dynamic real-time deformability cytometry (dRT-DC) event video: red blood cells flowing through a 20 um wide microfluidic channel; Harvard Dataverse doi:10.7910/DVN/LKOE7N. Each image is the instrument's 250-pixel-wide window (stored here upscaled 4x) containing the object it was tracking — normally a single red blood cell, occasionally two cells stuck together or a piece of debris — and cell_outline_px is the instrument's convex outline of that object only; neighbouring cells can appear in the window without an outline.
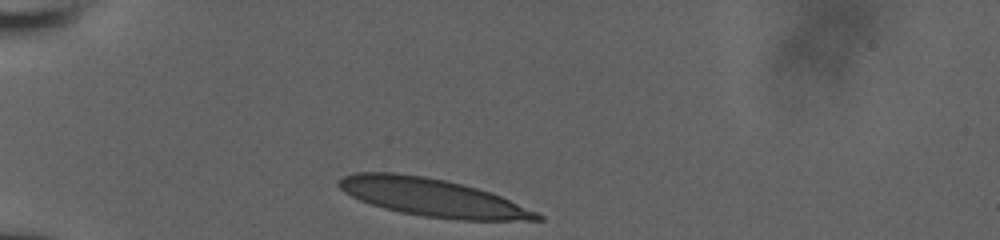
{"species": "human", "species_latin": "Homo sapiens", "temperature_condition": "room temperature", "stored_images_in_passage": 21, "camera_frame_rate_fps": 3000, "um_per_image_px": 0.085, "donor": {"sex": "male"}, "frame": {"image": 1, "passage_image": 1, "time_ms": 0.0, "image_size_px": [1000, 240], "cell_outline_px": [[544, 220], [460, 220], [424, 216], [400, 212], [384, 208], [360, 200], [344, 192], [336, 184], [336, 180], [344, 176], [356, 172], [392, 172], [424, 176], [448, 180], [492, 192], [536, 212], [544, 216]], "centroid_in_image_um": [36.73, 16.77], "position_along_channel_um": 48.3, "area_um2": 43.58}}
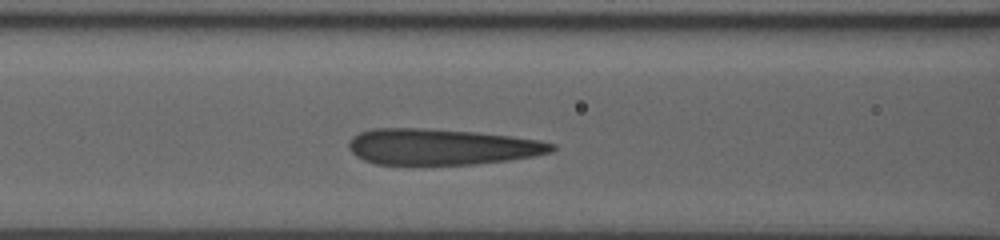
{"frame": {"image": 2, "passage_image": 14, "time_ms": 3.0, "image_size_px": [1000, 240], "cell_outline_px": [[556, 148], [552, 152], [532, 156], [508, 160], [472, 164], [376, 164], [364, 160], [356, 156], [348, 148], [348, 144], [352, 136], [360, 132], [372, 128], [424, 128], [476, 132], [512, 136], [540, 140], [556, 144]], "centroid_in_image_um": [37.53, 12.47], "position_along_channel_um": 129.1, "area_um2": 42.66}}
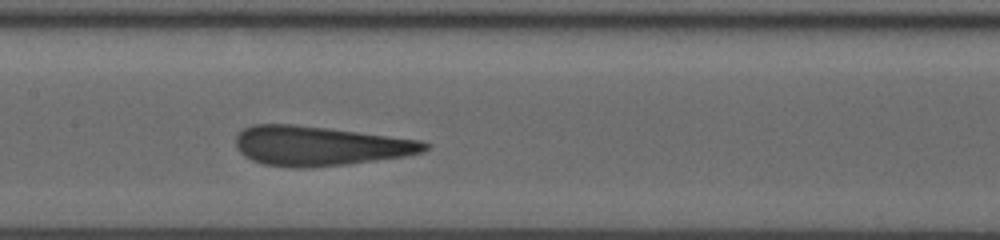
{"frame": {"image": 3, "passage_image": 20, "time_ms": 4.333, "image_size_px": [1000, 240], "cell_outline_px": [[432, 144], [428, 148], [420, 152], [404, 156], [344, 164], [304, 168], [292, 168], [264, 164], [252, 160], [244, 156], [236, 148], [236, 136], [240, 128], [252, 124], [292, 124], [420, 140]], "centroid_in_image_um": [27.09, 12.4], "position_along_channel_um": 180.3, "area_um2": 43.18}}